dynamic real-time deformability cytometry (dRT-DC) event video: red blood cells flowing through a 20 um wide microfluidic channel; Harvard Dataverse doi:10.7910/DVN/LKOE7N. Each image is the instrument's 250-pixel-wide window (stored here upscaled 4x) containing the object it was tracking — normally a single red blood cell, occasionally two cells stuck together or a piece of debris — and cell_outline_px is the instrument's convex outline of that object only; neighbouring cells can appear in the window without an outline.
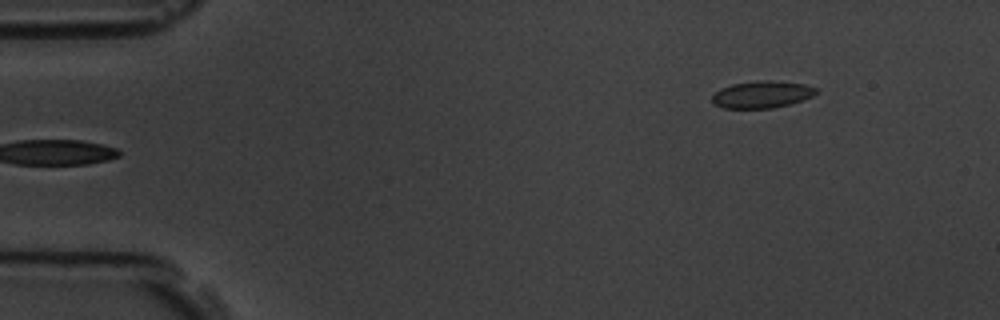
{"species": "common noctule bat (a hibernating species)", "species_latin": "Nyctalus noctula", "temperature_condition": "room temperature", "stored_images_in_passage": 6, "segment_of_instrument_passage": [2, 2], "camera_frame_rate_fps": 3000, "um_per_image_px": 0.085, "animal": {"sex": "male", "body_mass_g": 19.5, "forearm_length_mm": 54.6}, "frame": {"image": 1, "passage_image": 6, "time_ms": 5.667, "image_size_px": [1000, 320], "cell_outline_px": [[816, 92], [812, 96], [804, 100], [772, 108], [724, 108], [712, 104], [712, 96], [720, 88], [732, 84], [764, 80], [772, 80], [804, 84], [816, 88]], "centroid_in_image_um": [64.74, 8.03], "position_along_channel_um": 20.3, "area_um2": 16.3}}